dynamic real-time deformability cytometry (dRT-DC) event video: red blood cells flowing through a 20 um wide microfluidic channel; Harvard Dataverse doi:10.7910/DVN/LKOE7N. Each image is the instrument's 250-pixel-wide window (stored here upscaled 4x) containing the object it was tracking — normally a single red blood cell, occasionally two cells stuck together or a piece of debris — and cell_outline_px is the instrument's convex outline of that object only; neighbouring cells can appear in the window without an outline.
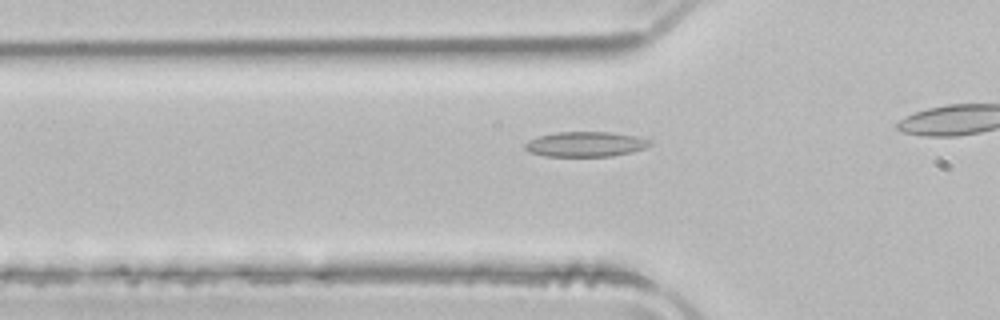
{"species": "common noctule bat (a hibernating species)", "species_latin": "Nyctalus noctula", "temperature_condition": "room temperature", "stored_images_in_passage": 31, "camera_frame_rate_fps": 3000, "um_per_image_px": 0.085, "animal": {"sex": "male", "body_mass_g": 21.5, "forearm_length_mm": 52.0}, "frame": {"image": 1, "passage_image": 7, "time_ms": 2.0, "image_size_px": [1000, 320], "cell_outline_px": [[652, 144], [644, 148], [632, 152], [612, 156], [544, 156], [528, 152], [524, 148], [524, 144], [528, 140], [540, 136], [556, 132], [612, 132], [636, 136], [652, 140]], "centroid_in_image_um": [49.77, 12.26], "position_along_channel_um": 76.0, "area_um2": 18.32}}
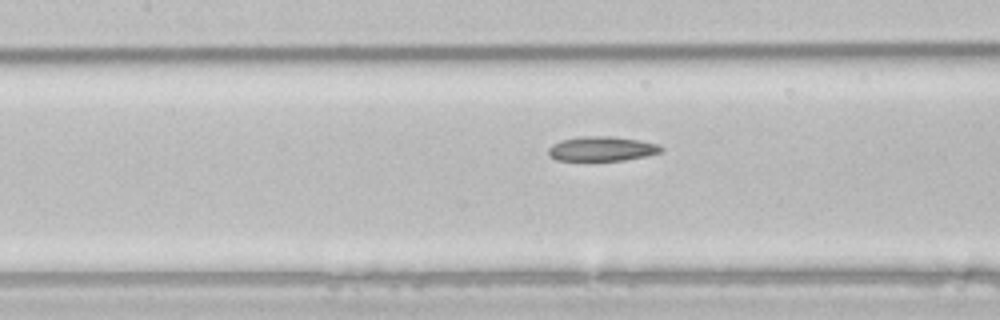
{"frame": {"image": 2, "passage_image": 13, "time_ms": 4.0, "image_size_px": [1000, 320], "cell_outline_px": [[664, 152], [648, 156], [624, 160], [556, 160], [548, 156], [548, 148], [552, 144], [560, 140], [576, 136], [612, 136], [640, 140], [660, 144], [664, 148]], "centroid_in_image_um": [51.19, 12.63], "position_along_channel_um": 156.2, "area_um2": 16.53}}
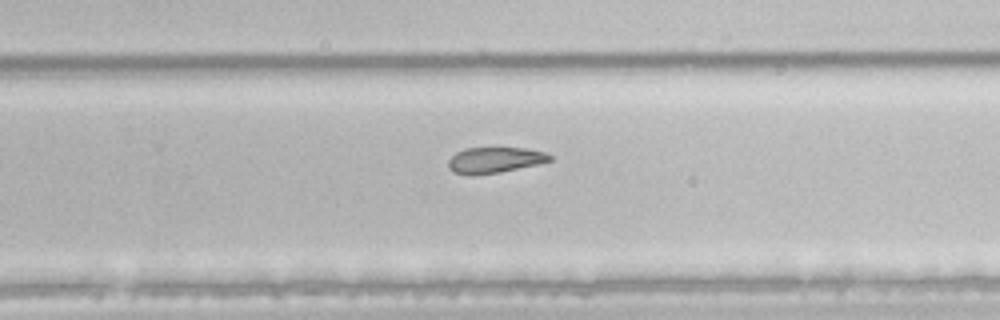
{"frame": {"image": 3, "passage_image": 23, "time_ms": 7.333, "image_size_px": [1000, 320], "cell_outline_px": [[552, 160], [536, 164], [500, 172], [472, 176], [452, 172], [448, 168], [448, 160], [456, 152], [464, 148], [524, 148], [544, 152], [552, 156]], "centroid_in_image_um": [41.99, 13.61], "position_along_channel_um": 287.8, "area_um2": 15.26}}